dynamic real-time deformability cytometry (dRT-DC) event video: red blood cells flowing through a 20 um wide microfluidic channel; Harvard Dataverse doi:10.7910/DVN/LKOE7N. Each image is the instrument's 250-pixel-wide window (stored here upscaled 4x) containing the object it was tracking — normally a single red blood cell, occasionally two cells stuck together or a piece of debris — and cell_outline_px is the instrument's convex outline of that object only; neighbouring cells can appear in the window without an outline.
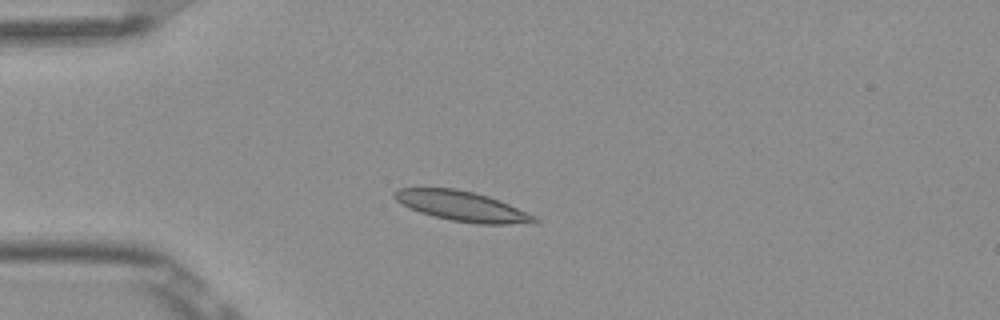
{"species": "Egyptian fruit bat (a non-hibernating species)", "species_latin": "Rousettus aegyptiacus", "temperature_condition": "room temperature", "stored_images_in_passage": 4, "camera_frame_rate_fps": 3000, "um_per_image_px": 0.085, "frame": {"image": 1, "passage_image": 4, "time_ms": 1.0, "image_size_px": [1000, 320], "cell_outline_px": [[540, 220], [536, 224], [476, 224], [452, 220], [432, 216], [420, 212], [396, 200], [392, 196], [392, 192], [400, 188], [456, 188], [488, 196], [500, 200], [536, 216]], "centroid_in_image_um": [39.34, 17.53], "position_along_channel_um": 45.7, "area_um2": 24.51}}